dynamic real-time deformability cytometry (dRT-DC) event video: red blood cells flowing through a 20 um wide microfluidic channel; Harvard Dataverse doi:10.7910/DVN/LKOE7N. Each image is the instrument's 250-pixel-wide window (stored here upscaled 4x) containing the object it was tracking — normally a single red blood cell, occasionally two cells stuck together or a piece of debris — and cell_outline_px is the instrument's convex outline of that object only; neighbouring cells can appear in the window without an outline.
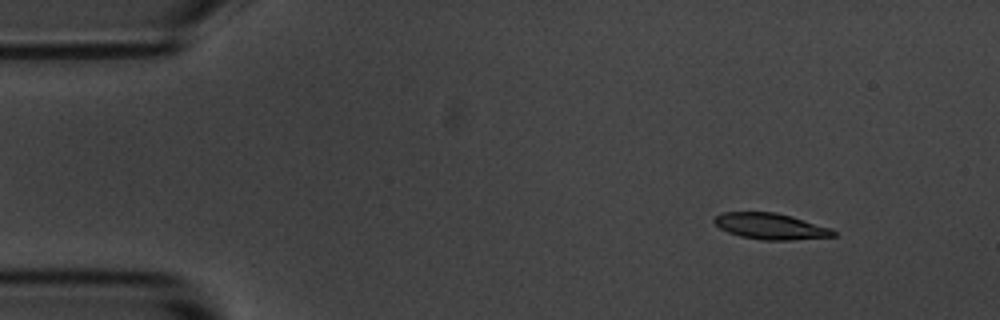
{"species": "common noctule bat (a hibernating species)", "species_latin": "Nyctalus noctula", "temperature_condition": "room temperature", "stored_images_in_passage": 10, "camera_frame_rate_fps": 3000, "um_per_image_px": 0.085, "animal": {"sex": "male", "body_mass_g": 20.1, "forearm_length_mm": 53.5}, "frame": {"image": 1, "passage_image": 1, "time_ms": 0.0, "image_size_px": [1000, 320], "cell_outline_px": [[836, 236], [792, 240], [764, 240], [740, 236], [728, 232], [720, 228], [712, 220], [716, 216], [724, 212], [776, 212], [792, 216], [832, 228], [836, 232]], "centroid_in_image_um": [65.53, 19.23], "position_along_channel_um": 19.5, "area_um2": 18.15}}
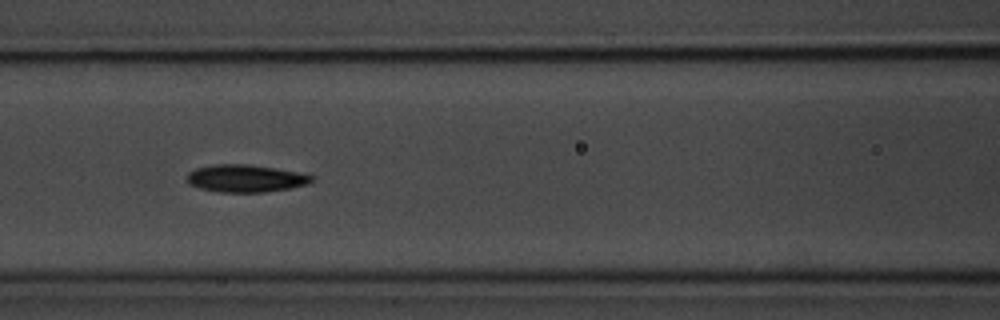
{"frame": {"image": 2, "passage_image": 6, "time_ms": 5.667, "image_size_px": [1000, 320], "cell_outline_px": [[312, 180], [308, 184], [288, 188], [264, 192], [220, 192], [200, 188], [188, 184], [188, 172], [196, 168], [212, 164], [248, 164], [276, 168], [300, 172], [312, 176]], "centroid_in_image_um": [20.85, 15.15], "position_along_channel_um": 145.7, "area_um2": 19.88}}
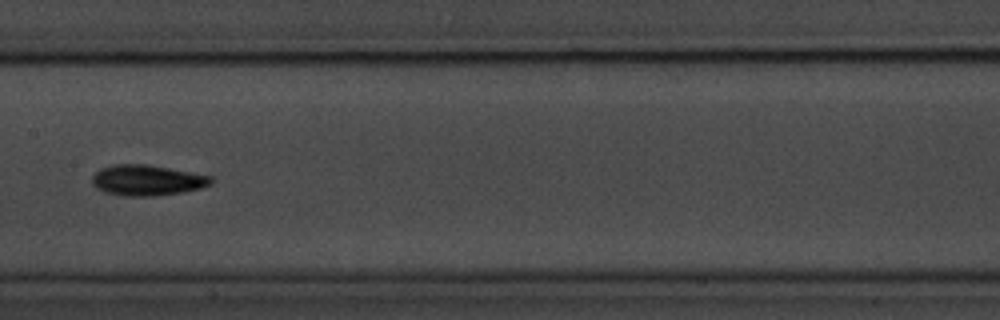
{"frame": {"image": 3, "passage_image": 7, "time_ms": 7.0, "image_size_px": [1000, 320], "cell_outline_px": [[212, 184], [200, 188], [180, 192], [152, 196], [120, 196], [104, 192], [96, 188], [92, 184], [92, 176], [100, 168], [112, 164], [148, 164], [212, 176]], "centroid_in_image_um": [12.46, 15.31], "position_along_channel_um": 194.9, "area_um2": 21.33}}